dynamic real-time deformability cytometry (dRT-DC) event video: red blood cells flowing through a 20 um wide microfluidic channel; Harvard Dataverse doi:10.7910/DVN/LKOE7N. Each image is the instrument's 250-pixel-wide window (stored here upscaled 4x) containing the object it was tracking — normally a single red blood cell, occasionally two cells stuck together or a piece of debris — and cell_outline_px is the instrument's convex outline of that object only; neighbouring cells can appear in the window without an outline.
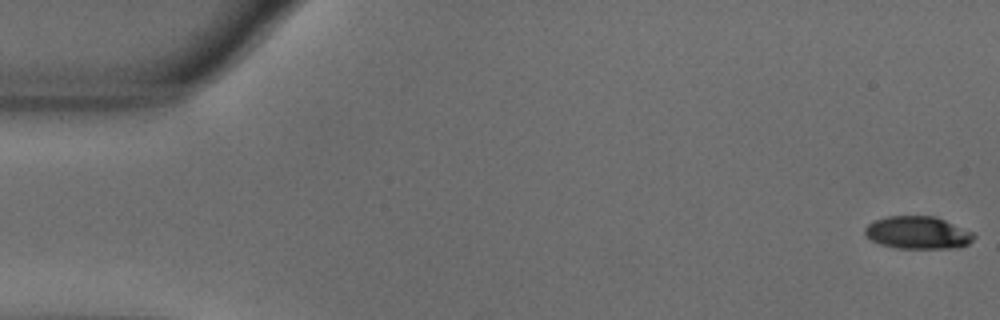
{"species": "common noctule bat (a hibernating species)", "species_latin": "Nyctalus noctula", "temperature_condition": "warm", "stored_images_in_passage": 56, "camera_frame_rate_fps": 3000, "um_per_image_px": 0.085, "animal": {"sex": "male", "body_mass_g": 18.8}, "frame": {"image": 1, "passage_image": 1, "time_ms": 0.0, "image_size_px": [1000, 320], "cell_outline_px": [[976, 236], [968, 244], [960, 248], [896, 248], [880, 244], [872, 240], [864, 232], [864, 228], [868, 224], [876, 220], [888, 216], [936, 216], [972, 232]], "centroid_in_image_um": [78.03, 19.78], "position_along_channel_um": 7.0, "area_um2": 20.63}}
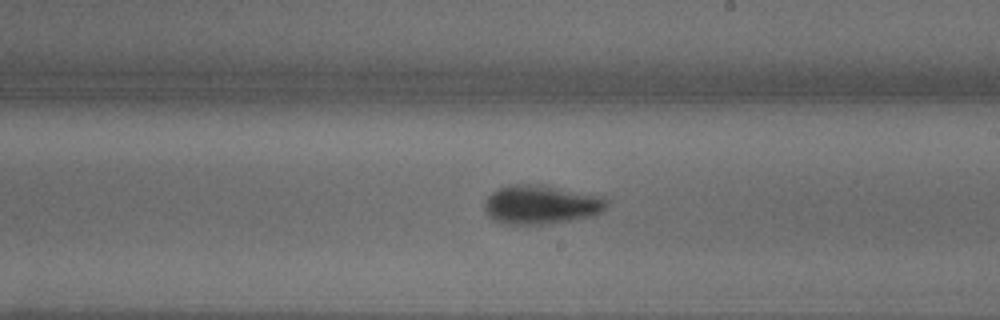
{"frame": {"image": 2, "passage_image": 32, "time_ms": 10.333, "image_size_px": [1000, 320], "cell_outline_px": [[608, 204], [604, 212], [592, 216], [548, 224], [500, 224], [488, 216], [484, 208], [484, 200], [492, 192], [508, 184], [544, 184], [604, 196], [608, 200]], "centroid_in_image_um": [46.01, 17.38], "position_along_channel_um": 243.0, "area_um2": 28.38}}
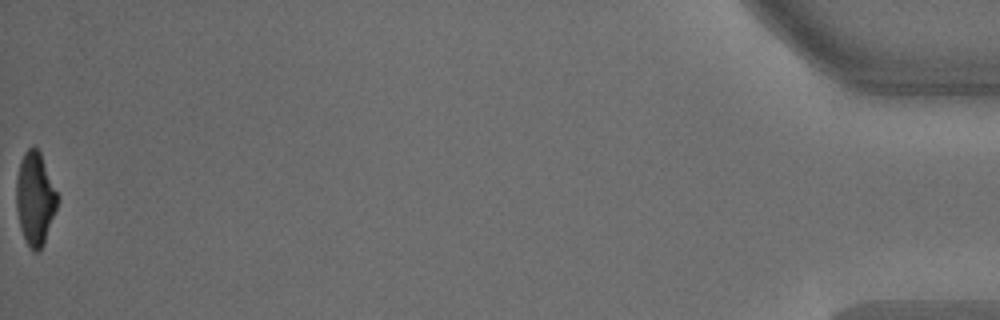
{"frame": {"image": 3, "passage_image": 56, "time_ms": 18.333, "image_size_px": [1000, 320], "cell_outline_px": [[60, 200], [44, 244], [36, 252], [32, 252], [24, 240], [20, 228], [16, 208], [16, 176], [20, 160], [24, 152], [32, 144], [40, 152], [60, 196]], "centroid_in_image_um": [2.99, 16.88], "position_along_channel_um": 432.2, "area_um2": 22.95}, "authors_computed_cell_mechanics": {"area_um2": 24.1315, "velocity_mm_per_s": 3.6362, "shape_relaxation_time_tau1_ms": 3.9192, "shape_relaxation_time_tau2_ms": 3.6317, "deformation_change_tau1": 0.1816, "deformation_change_tau2": 0.1086}}